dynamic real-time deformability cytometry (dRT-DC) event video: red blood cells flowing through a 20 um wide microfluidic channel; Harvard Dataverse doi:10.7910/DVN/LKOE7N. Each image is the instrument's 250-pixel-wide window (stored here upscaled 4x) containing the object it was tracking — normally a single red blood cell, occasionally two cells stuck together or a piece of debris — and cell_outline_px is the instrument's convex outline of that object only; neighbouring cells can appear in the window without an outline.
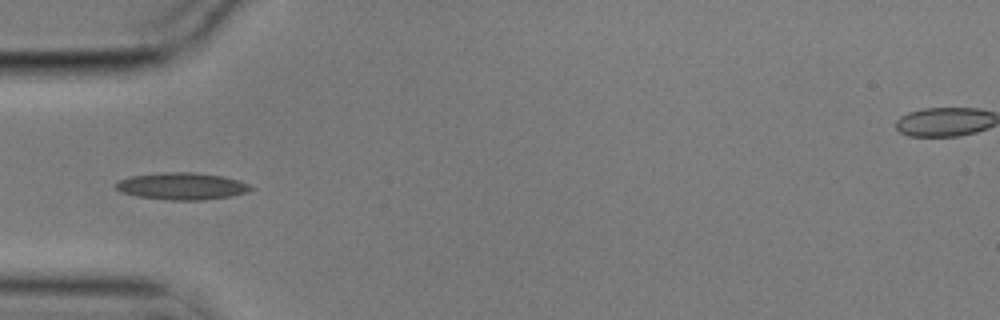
{"species": "common noctule bat (a hibernating species)", "species_latin": "Nyctalus noctula", "temperature_condition": "cold", "stored_images_in_passage": 3, "camera_frame_rate_fps": 3000, "um_per_image_px": 0.085, "animal": {"sex": "male", "body_mass_g": 17.9}, "frame": {"image": 1, "passage_image": 2, "time_ms": 0.333, "image_size_px": [1000, 320], "cell_outline_px": [[252, 188], [248, 192], [232, 196], [204, 200], [172, 200], [136, 196], [120, 192], [112, 184], [128, 176], [168, 172], [196, 172], [224, 176], [240, 180], [252, 184]], "centroid_in_image_um": [15.48, 15.82], "position_along_channel_um": 69.5, "area_um2": 21.56}}
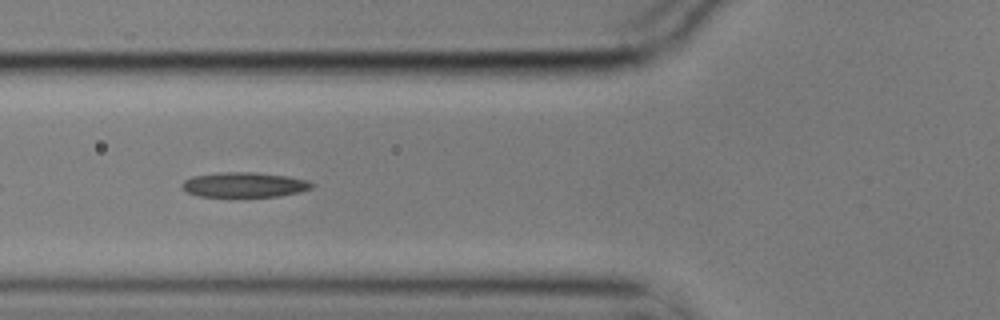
{"frame": {"image": 2, "passage_image": 3, "time_ms": 0.667, "image_size_px": [1000, 320], "cell_outline_px": [[316, 184], [312, 188], [300, 192], [280, 196], [200, 196], [188, 192], [180, 184], [184, 180], [192, 176], [220, 172], [256, 172], [288, 176], [308, 180]], "centroid_in_image_um": [20.81, 15.69], "position_along_channel_um": 105.0, "area_um2": 18.9}}